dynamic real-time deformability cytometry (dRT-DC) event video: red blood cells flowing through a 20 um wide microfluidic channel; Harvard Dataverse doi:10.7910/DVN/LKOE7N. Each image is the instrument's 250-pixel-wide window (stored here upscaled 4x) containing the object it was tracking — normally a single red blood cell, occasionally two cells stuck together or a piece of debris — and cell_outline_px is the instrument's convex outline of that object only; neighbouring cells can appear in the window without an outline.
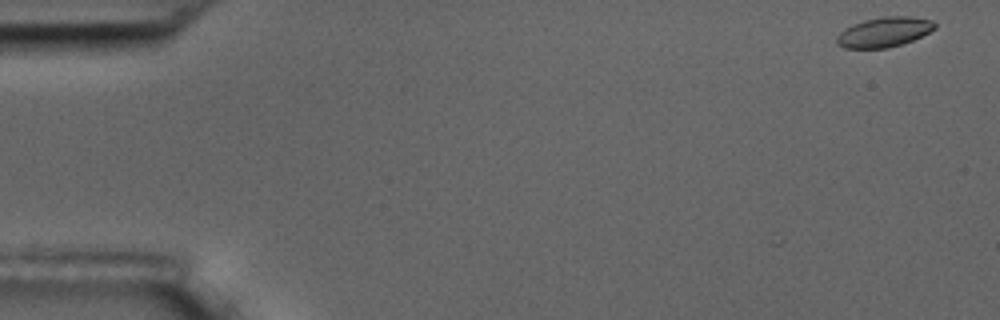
{"species": "common noctule bat (a hibernating species)", "species_latin": "Nyctalus noctula", "temperature_condition": "room temperature", "stored_images_in_passage": 8, "camera_frame_rate_fps": 3000, "um_per_image_px": 0.085, "animal": {"sex": "male", "body_mass_g": 17.5, "forearm_length_mm": 52.3}, "frame": {"image": 1, "passage_image": 1, "time_ms": 0.0, "image_size_px": [1000, 320], "cell_outline_px": [[936, 28], [912, 40], [888, 48], [844, 48], [836, 44], [836, 36], [844, 28], [852, 24], [864, 20], [884, 16], [908, 16], [932, 20], [936, 24]], "centroid_in_image_um": [75.11, 2.72], "position_along_channel_um": 9.9, "area_um2": 17.05}}
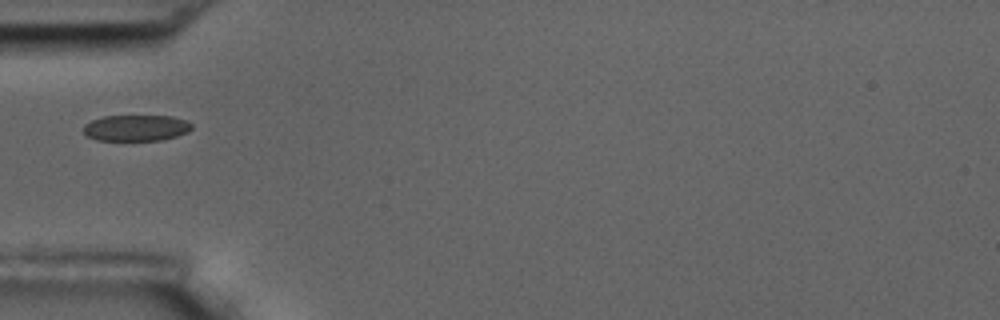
{"frame": {"image": 2, "passage_image": 5, "time_ms": 5.667, "image_size_px": [1000, 320], "cell_outline_px": [[192, 128], [188, 132], [164, 140], [96, 140], [88, 136], [84, 132], [84, 124], [92, 120], [104, 116], [172, 116], [188, 120], [192, 124]], "centroid_in_image_um": [11.61, 10.87], "position_along_channel_um": 73.4, "area_um2": 16.53}}
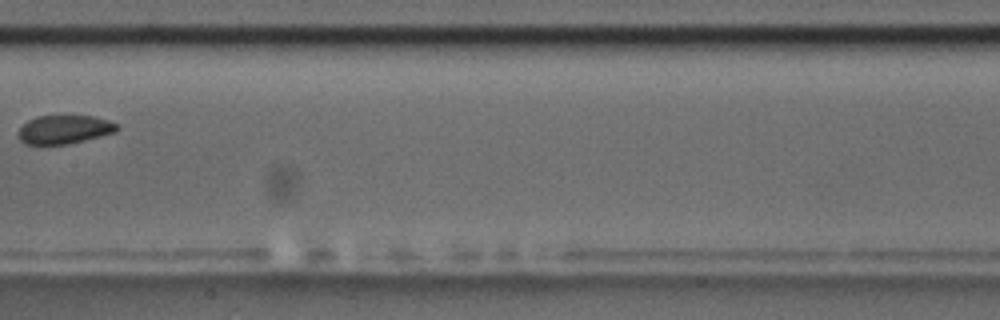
{"frame": {"image": 3, "passage_image": 8, "time_ms": 9.333, "image_size_px": [1000, 320], "cell_outline_px": [[120, 128], [116, 132], [68, 144], [24, 144], [16, 136], [16, 132], [28, 120], [36, 116], [92, 116], [108, 120], [120, 124]], "centroid_in_image_um": [5.46, 11.0], "position_along_channel_um": 201.9, "area_um2": 16.59}}